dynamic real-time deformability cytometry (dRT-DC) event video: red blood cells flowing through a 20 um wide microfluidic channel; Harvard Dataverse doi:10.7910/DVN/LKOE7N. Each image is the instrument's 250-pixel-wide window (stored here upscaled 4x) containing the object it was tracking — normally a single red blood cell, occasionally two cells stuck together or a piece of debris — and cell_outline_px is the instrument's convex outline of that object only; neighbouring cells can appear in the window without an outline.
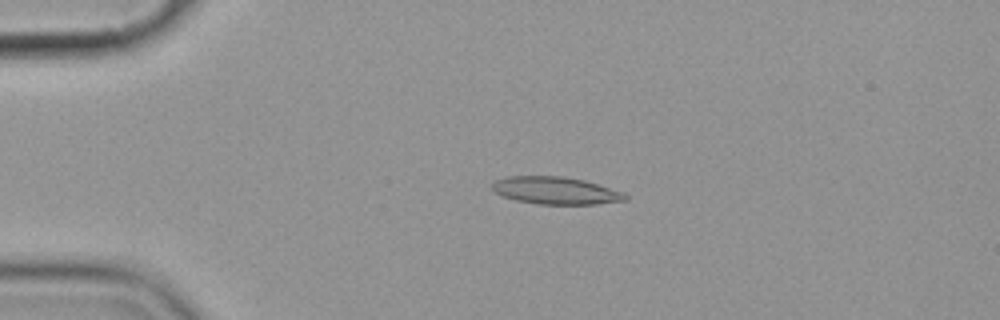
{"species": "common noctule bat (a hibernating species)", "species_latin": "Nyctalus noctula", "temperature_condition": "cold", "stored_images_in_passage": 5, "camera_frame_rate_fps": 3000, "um_per_image_px": 0.085, "animal": {"sex": "female", "body_mass_g": 19.9}, "frame": {"image": 1, "passage_image": 4, "time_ms": 3.667, "image_size_px": [1000, 320], "cell_outline_px": [[628, 200], [596, 204], [536, 204], [516, 200], [500, 196], [492, 188], [492, 184], [496, 180], [508, 176], [564, 176], [584, 180], [624, 192], [628, 196]], "centroid_in_image_um": [47.24, 16.2], "position_along_channel_um": 37.8, "area_um2": 21.33}}